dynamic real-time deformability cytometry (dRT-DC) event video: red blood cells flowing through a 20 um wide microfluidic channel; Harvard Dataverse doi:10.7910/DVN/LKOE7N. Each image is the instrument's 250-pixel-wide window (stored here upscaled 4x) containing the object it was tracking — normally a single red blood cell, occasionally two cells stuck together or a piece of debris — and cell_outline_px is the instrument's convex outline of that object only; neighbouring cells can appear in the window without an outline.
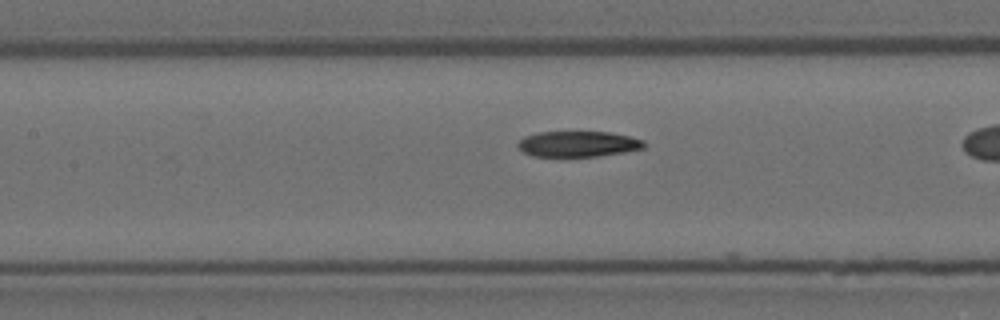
{"species": "Egyptian fruit bat (a non-hibernating species)", "species_latin": "Rousettus aegyptiacus", "temperature_condition": "room temperature", "stored_images_in_passage": 12, "camera_frame_rate_fps": 3000, "um_per_image_px": 0.085, "animal": {"sex": "female"}, "frame": {"image": 1, "passage_image": 8, "time_ms": 2.333, "image_size_px": [1000, 320], "cell_outline_px": [[648, 144], [644, 148], [624, 152], [600, 156], [532, 156], [524, 152], [516, 144], [524, 136], [536, 132], [612, 132], [632, 136], [644, 140]], "centroid_in_image_um": [49.19, 12.23], "position_along_channel_um": 158.2, "area_um2": 19.07}}
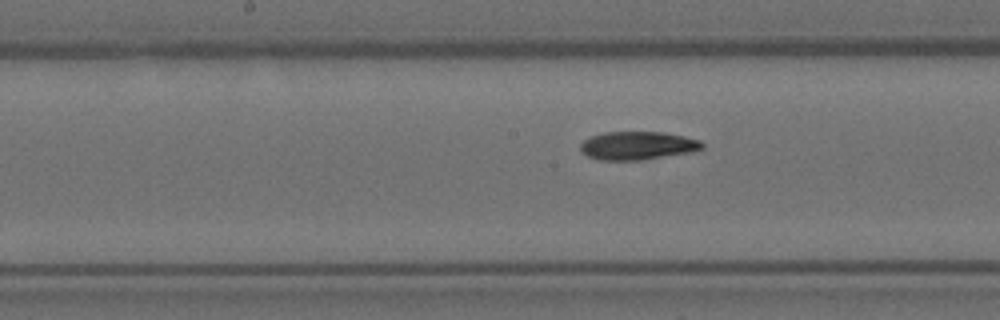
{"frame": {"image": 2, "passage_image": 11, "time_ms": 3.333, "image_size_px": [1000, 320], "cell_outline_px": [[704, 148], [692, 152], [640, 160], [600, 160], [588, 156], [580, 152], [580, 144], [584, 140], [592, 136], [604, 132], [664, 132], [684, 136], [700, 140], [704, 144]], "centroid_in_image_um": [54.2, 12.37], "position_along_channel_um": 194.0, "area_um2": 20.11}}